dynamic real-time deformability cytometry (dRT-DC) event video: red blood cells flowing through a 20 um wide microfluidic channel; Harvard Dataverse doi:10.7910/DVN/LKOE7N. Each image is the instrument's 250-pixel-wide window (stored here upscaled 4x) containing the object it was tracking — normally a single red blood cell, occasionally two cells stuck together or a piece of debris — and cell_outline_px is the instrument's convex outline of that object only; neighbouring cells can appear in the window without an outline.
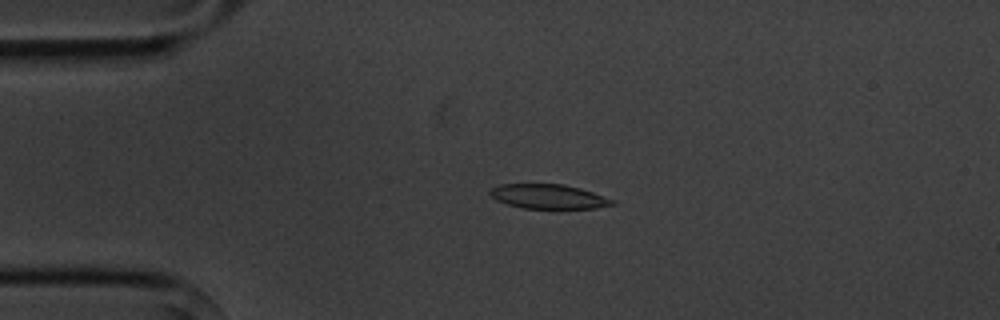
{"species": "common noctule bat (a hibernating species)", "species_latin": "Nyctalus noctula", "temperature_condition": "cold", "stored_images_in_passage": 4, "camera_frame_rate_fps": 3000, "um_per_image_px": 0.085, "animal": {"sex": "male", "body_mass_g": 20.1, "forearm_length_mm": 53.5}, "frame": {"image": 1, "passage_image": 2, "time_ms": 2.0, "image_size_px": [1000, 320], "cell_outline_px": [[616, 204], [596, 208], [524, 208], [508, 204], [496, 200], [488, 192], [492, 188], [500, 184], [564, 184], [580, 188], [616, 200]], "centroid_in_image_um": [46.64, 16.7], "position_along_channel_um": 38.4, "area_um2": 17.34}}